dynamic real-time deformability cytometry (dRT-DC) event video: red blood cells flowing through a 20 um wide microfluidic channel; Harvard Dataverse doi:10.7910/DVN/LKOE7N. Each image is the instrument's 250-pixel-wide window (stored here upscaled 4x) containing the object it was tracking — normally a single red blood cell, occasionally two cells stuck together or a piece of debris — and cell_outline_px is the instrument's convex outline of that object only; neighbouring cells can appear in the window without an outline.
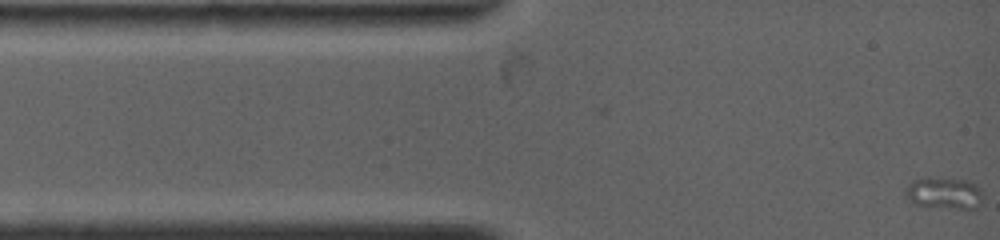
{"species": "common noctule bat (a hibernating species)", "species_latin": "Nyctalus noctula", "temperature_condition": "warm", "stored_images_in_passage": 11, "camera_frame_rate_fps": 4500, "um_per_image_px": 0.085, "animal": {"sex": "female", "body_mass_g": 19.0, "forearm_length_mm": 53.3}, "frame": {"image": 1, "passage_image": 1, "time_ms": 0.0, "image_size_px": [1000, 240], "cell_outline_px": [[980, 196], [976, 208], [972, 212], [916, 204], [908, 200], [904, 196], [904, 188], [908, 184], [916, 180], [968, 180], [976, 184], [980, 188]], "centroid_in_image_um": [80.26, 16.49], "position_along_channel_um": 4.7, "area_um2": 14.05}}